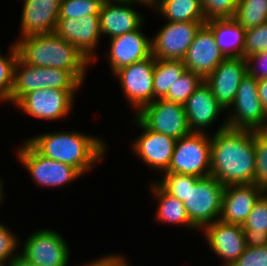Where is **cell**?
I'll use <instances>...</instances> for the list:
<instances>
[{"label": "cell", "instance_id": "cell-21", "mask_svg": "<svg viewBox=\"0 0 267 266\" xmlns=\"http://www.w3.org/2000/svg\"><path fill=\"white\" fill-rule=\"evenodd\" d=\"M263 193L254 183L225 186L219 220L242 225Z\"/></svg>", "mask_w": 267, "mask_h": 266}, {"label": "cell", "instance_id": "cell-18", "mask_svg": "<svg viewBox=\"0 0 267 266\" xmlns=\"http://www.w3.org/2000/svg\"><path fill=\"white\" fill-rule=\"evenodd\" d=\"M224 59L212 30L203 24L182 61L187 70L205 79Z\"/></svg>", "mask_w": 267, "mask_h": 266}, {"label": "cell", "instance_id": "cell-40", "mask_svg": "<svg viewBox=\"0 0 267 266\" xmlns=\"http://www.w3.org/2000/svg\"><path fill=\"white\" fill-rule=\"evenodd\" d=\"M81 266V265H80ZM82 266H129V261L120 254H109L85 263Z\"/></svg>", "mask_w": 267, "mask_h": 266}, {"label": "cell", "instance_id": "cell-46", "mask_svg": "<svg viewBox=\"0 0 267 266\" xmlns=\"http://www.w3.org/2000/svg\"><path fill=\"white\" fill-rule=\"evenodd\" d=\"M225 266H239L237 263H231V264H227Z\"/></svg>", "mask_w": 267, "mask_h": 266}, {"label": "cell", "instance_id": "cell-1", "mask_svg": "<svg viewBox=\"0 0 267 266\" xmlns=\"http://www.w3.org/2000/svg\"><path fill=\"white\" fill-rule=\"evenodd\" d=\"M254 131L228 128L227 120L211 136V173L222 185L255 182Z\"/></svg>", "mask_w": 267, "mask_h": 266}, {"label": "cell", "instance_id": "cell-2", "mask_svg": "<svg viewBox=\"0 0 267 266\" xmlns=\"http://www.w3.org/2000/svg\"><path fill=\"white\" fill-rule=\"evenodd\" d=\"M41 155L69 164L83 175L104 157L106 143L98 136L80 131H58L26 139Z\"/></svg>", "mask_w": 267, "mask_h": 266}, {"label": "cell", "instance_id": "cell-29", "mask_svg": "<svg viewBox=\"0 0 267 266\" xmlns=\"http://www.w3.org/2000/svg\"><path fill=\"white\" fill-rule=\"evenodd\" d=\"M233 19L245 29L267 22V0H239Z\"/></svg>", "mask_w": 267, "mask_h": 266}, {"label": "cell", "instance_id": "cell-31", "mask_svg": "<svg viewBox=\"0 0 267 266\" xmlns=\"http://www.w3.org/2000/svg\"><path fill=\"white\" fill-rule=\"evenodd\" d=\"M6 56L0 52V103L10 102L14 85V67L18 59V52L15 44L10 46Z\"/></svg>", "mask_w": 267, "mask_h": 266}, {"label": "cell", "instance_id": "cell-22", "mask_svg": "<svg viewBox=\"0 0 267 266\" xmlns=\"http://www.w3.org/2000/svg\"><path fill=\"white\" fill-rule=\"evenodd\" d=\"M184 110L190 131L197 133H207L206 128L216 122L222 111H226L213 96L205 81L187 99Z\"/></svg>", "mask_w": 267, "mask_h": 266}, {"label": "cell", "instance_id": "cell-10", "mask_svg": "<svg viewBox=\"0 0 267 266\" xmlns=\"http://www.w3.org/2000/svg\"><path fill=\"white\" fill-rule=\"evenodd\" d=\"M20 254L36 266H68L70 247L61 233L43 228L26 238Z\"/></svg>", "mask_w": 267, "mask_h": 266}, {"label": "cell", "instance_id": "cell-23", "mask_svg": "<svg viewBox=\"0 0 267 266\" xmlns=\"http://www.w3.org/2000/svg\"><path fill=\"white\" fill-rule=\"evenodd\" d=\"M61 0H24L19 38L55 31Z\"/></svg>", "mask_w": 267, "mask_h": 266}, {"label": "cell", "instance_id": "cell-44", "mask_svg": "<svg viewBox=\"0 0 267 266\" xmlns=\"http://www.w3.org/2000/svg\"><path fill=\"white\" fill-rule=\"evenodd\" d=\"M131 1H138L145 4L148 8L149 7L152 8V0H131Z\"/></svg>", "mask_w": 267, "mask_h": 266}, {"label": "cell", "instance_id": "cell-17", "mask_svg": "<svg viewBox=\"0 0 267 266\" xmlns=\"http://www.w3.org/2000/svg\"><path fill=\"white\" fill-rule=\"evenodd\" d=\"M247 73L245 58H225L204 81L218 103L227 111Z\"/></svg>", "mask_w": 267, "mask_h": 266}, {"label": "cell", "instance_id": "cell-39", "mask_svg": "<svg viewBox=\"0 0 267 266\" xmlns=\"http://www.w3.org/2000/svg\"><path fill=\"white\" fill-rule=\"evenodd\" d=\"M245 59L249 75L257 80L267 79V52L253 53Z\"/></svg>", "mask_w": 267, "mask_h": 266}, {"label": "cell", "instance_id": "cell-35", "mask_svg": "<svg viewBox=\"0 0 267 266\" xmlns=\"http://www.w3.org/2000/svg\"><path fill=\"white\" fill-rule=\"evenodd\" d=\"M239 0H201L206 21L210 19L233 18Z\"/></svg>", "mask_w": 267, "mask_h": 266}, {"label": "cell", "instance_id": "cell-33", "mask_svg": "<svg viewBox=\"0 0 267 266\" xmlns=\"http://www.w3.org/2000/svg\"><path fill=\"white\" fill-rule=\"evenodd\" d=\"M101 6L98 0H61L58 19L99 15Z\"/></svg>", "mask_w": 267, "mask_h": 266}, {"label": "cell", "instance_id": "cell-14", "mask_svg": "<svg viewBox=\"0 0 267 266\" xmlns=\"http://www.w3.org/2000/svg\"><path fill=\"white\" fill-rule=\"evenodd\" d=\"M134 125L142 130L141 135L132 143L133 152L154 170L166 172L172 160L176 139L163 133L150 130L137 116Z\"/></svg>", "mask_w": 267, "mask_h": 266}, {"label": "cell", "instance_id": "cell-12", "mask_svg": "<svg viewBox=\"0 0 267 266\" xmlns=\"http://www.w3.org/2000/svg\"><path fill=\"white\" fill-rule=\"evenodd\" d=\"M155 58L151 55L145 60L124 66L113 76L118 78L123 94L134 107L136 114L153 101V74Z\"/></svg>", "mask_w": 267, "mask_h": 266}, {"label": "cell", "instance_id": "cell-9", "mask_svg": "<svg viewBox=\"0 0 267 266\" xmlns=\"http://www.w3.org/2000/svg\"><path fill=\"white\" fill-rule=\"evenodd\" d=\"M76 91L78 90L38 89L25 94L15 106L37 119L60 120L72 112Z\"/></svg>", "mask_w": 267, "mask_h": 266}, {"label": "cell", "instance_id": "cell-13", "mask_svg": "<svg viewBox=\"0 0 267 266\" xmlns=\"http://www.w3.org/2000/svg\"><path fill=\"white\" fill-rule=\"evenodd\" d=\"M151 38V54L160 60H183L200 27L206 22H166Z\"/></svg>", "mask_w": 267, "mask_h": 266}, {"label": "cell", "instance_id": "cell-42", "mask_svg": "<svg viewBox=\"0 0 267 266\" xmlns=\"http://www.w3.org/2000/svg\"><path fill=\"white\" fill-rule=\"evenodd\" d=\"M8 266H36L23 257L21 254H17L14 259L8 264Z\"/></svg>", "mask_w": 267, "mask_h": 266}, {"label": "cell", "instance_id": "cell-6", "mask_svg": "<svg viewBox=\"0 0 267 266\" xmlns=\"http://www.w3.org/2000/svg\"><path fill=\"white\" fill-rule=\"evenodd\" d=\"M17 159L39 187H60L83 175L75 167L41 155L27 140L16 150Z\"/></svg>", "mask_w": 267, "mask_h": 266}, {"label": "cell", "instance_id": "cell-27", "mask_svg": "<svg viewBox=\"0 0 267 266\" xmlns=\"http://www.w3.org/2000/svg\"><path fill=\"white\" fill-rule=\"evenodd\" d=\"M246 247L267 245V192H264L242 224Z\"/></svg>", "mask_w": 267, "mask_h": 266}, {"label": "cell", "instance_id": "cell-3", "mask_svg": "<svg viewBox=\"0 0 267 266\" xmlns=\"http://www.w3.org/2000/svg\"><path fill=\"white\" fill-rule=\"evenodd\" d=\"M13 43L18 58L25 64L70 71L82 84L88 66L93 64L73 44L55 32L25 36Z\"/></svg>", "mask_w": 267, "mask_h": 266}, {"label": "cell", "instance_id": "cell-45", "mask_svg": "<svg viewBox=\"0 0 267 266\" xmlns=\"http://www.w3.org/2000/svg\"><path fill=\"white\" fill-rule=\"evenodd\" d=\"M101 4H107V3H113V2H118L121 0H98Z\"/></svg>", "mask_w": 267, "mask_h": 266}, {"label": "cell", "instance_id": "cell-30", "mask_svg": "<svg viewBox=\"0 0 267 266\" xmlns=\"http://www.w3.org/2000/svg\"><path fill=\"white\" fill-rule=\"evenodd\" d=\"M203 81L204 79L200 75L186 69L181 77L170 87L164 100L184 105Z\"/></svg>", "mask_w": 267, "mask_h": 266}, {"label": "cell", "instance_id": "cell-38", "mask_svg": "<svg viewBox=\"0 0 267 266\" xmlns=\"http://www.w3.org/2000/svg\"><path fill=\"white\" fill-rule=\"evenodd\" d=\"M236 263L239 266H267V245L246 247Z\"/></svg>", "mask_w": 267, "mask_h": 266}, {"label": "cell", "instance_id": "cell-7", "mask_svg": "<svg viewBox=\"0 0 267 266\" xmlns=\"http://www.w3.org/2000/svg\"><path fill=\"white\" fill-rule=\"evenodd\" d=\"M166 172L195 175L211 173V137L207 133L191 132L176 141L172 160Z\"/></svg>", "mask_w": 267, "mask_h": 266}, {"label": "cell", "instance_id": "cell-43", "mask_svg": "<svg viewBox=\"0 0 267 266\" xmlns=\"http://www.w3.org/2000/svg\"><path fill=\"white\" fill-rule=\"evenodd\" d=\"M3 183H4V181L0 180V205L4 199L3 197L5 196L4 195L5 193H3L4 192V184Z\"/></svg>", "mask_w": 267, "mask_h": 266}, {"label": "cell", "instance_id": "cell-37", "mask_svg": "<svg viewBox=\"0 0 267 266\" xmlns=\"http://www.w3.org/2000/svg\"><path fill=\"white\" fill-rule=\"evenodd\" d=\"M17 237L18 235L16 236L6 225L0 223V265L8 266L18 254L16 250L21 245Z\"/></svg>", "mask_w": 267, "mask_h": 266}, {"label": "cell", "instance_id": "cell-25", "mask_svg": "<svg viewBox=\"0 0 267 266\" xmlns=\"http://www.w3.org/2000/svg\"><path fill=\"white\" fill-rule=\"evenodd\" d=\"M153 197L158 199L155 220L171 225H184L188 230H197L190 222L185 206L178 198L165 192L155 181L151 183L150 190Z\"/></svg>", "mask_w": 267, "mask_h": 266}, {"label": "cell", "instance_id": "cell-20", "mask_svg": "<svg viewBox=\"0 0 267 266\" xmlns=\"http://www.w3.org/2000/svg\"><path fill=\"white\" fill-rule=\"evenodd\" d=\"M134 3L146 6L141 2L131 0L102 4L99 13L101 35L109 36L111 39L137 30L145 22V16H142L137 9L135 10Z\"/></svg>", "mask_w": 267, "mask_h": 266}, {"label": "cell", "instance_id": "cell-41", "mask_svg": "<svg viewBox=\"0 0 267 266\" xmlns=\"http://www.w3.org/2000/svg\"><path fill=\"white\" fill-rule=\"evenodd\" d=\"M258 93L262 107L267 113V79L258 80Z\"/></svg>", "mask_w": 267, "mask_h": 266}, {"label": "cell", "instance_id": "cell-36", "mask_svg": "<svg viewBox=\"0 0 267 266\" xmlns=\"http://www.w3.org/2000/svg\"><path fill=\"white\" fill-rule=\"evenodd\" d=\"M258 52H267V22L245 31L244 58Z\"/></svg>", "mask_w": 267, "mask_h": 266}, {"label": "cell", "instance_id": "cell-34", "mask_svg": "<svg viewBox=\"0 0 267 266\" xmlns=\"http://www.w3.org/2000/svg\"><path fill=\"white\" fill-rule=\"evenodd\" d=\"M160 180L154 181L168 194L184 202L187 192L188 174L164 172Z\"/></svg>", "mask_w": 267, "mask_h": 266}, {"label": "cell", "instance_id": "cell-24", "mask_svg": "<svg viewBox=\"0 0 267 266\" xmlns=\"http://www.w3.org/2000/svg\"><path fill=\"white\" fill-rule=\"evenodd\" d=\"M205 24L212 30L225 58H244L245 28L233 18L210 19Z\"/></svg>", "mask_w": 267, "mask_h": 266}, {"label": "cell", "instance_id": "cell-8", "mask_svg": "<svg viewBox=\"0 0 267 266\" xmlns=\"http://www.w3.org/2000/svg\"><path fill=\"white\" fill-rule=\"evenodd\" d=\"M229 109L232 110L226 118L228 128L252 131L267 129V113L259 99L258 80L248 73L241 80Z\"/></svg>", "mask_w": 267, "mask_h": 266}, {"label": "cell", "instance_id": "cell-28", "mask_svg": "<svg viewBox=\"0 0 267 266\" xmlns=\"http://www.w3.org/2000/svg\"><path fill=\"white\" fill-rule=\"evenodd\" d=\"M186 66L181 60H160L155 58L153 74V101L164 99L170 87L181 77Z\"/></svg>", "mask_w": 267, "mask_h": 266}, {"label": "cell", "instance_id": "cell-47", "mask_svg": "<svg viewBox=\"0 0 267 266\" xmlns=\"http://www.w3.org/2000/svg\"><path fill=\"white\" fill-rule=\"evenodd\" d=\"M159 0H152V7L158 2Z\"/></svg>", "mask_w": 267, "mask_h": 266}, {"label": "cell", "instance_id": "cell-4", "mask_svg": "<svg viewBox=\"0 0 267 266\" xmlns=\"http://www.w3.org/2000/svg\"><path fill=\"white\" fill-rule=\"evenodd\" d=\"M225 186L213 176L188 175L183 202L190 222L199 230L219 220Z\"/></svg>", "mask_w": 267, "mask_h": 266}, {"label": "cell", "instance_id": "cell-5", "mask_svg": "<svg viewBox=\"0 0 267 266\" xmlns=\"http://www.w3.org/2000/svg\"><path fill=\"white\" fill-rule=\"evenodd\" d=\"M83 85L70 71L53 67L25 64L19 58L14 67V85L11 104H16L25 94L38 89L79 90Z\"/></svg>", "mask_w": 267, "mask_h": 266}, {"label": "cell", "instance_id": "cell-19", "mask_svg": "<svg viewBox=\"0 0 267 266\" xmlns=\"http://www.w3.org/2000/svg\"><path fill=\"white\" fill-rule=\"evenodd\" d=\"M130 33H125L109 39L107 56L111 72L114 74L120 68L145 60L151 54V38L147 37L141 27Z\"/></svg>", "mask_w": 267, "mask_h": 266}, {"label": "cell", "instance_id": "cell-15", "mask_svg": "<svg viewBox=\"0 0 267 266\" xmlns=\"http://www.w3.org/2000/svg\"><path fill=\"white\" fill-rule=\"evenodd\" d=\"M54 32L73 44L91 62L97 60L95 48L97 49L102 37L99 15H88L79 19H58Z\"/></svg>", "mask_w": 267, "mask_h": 266}, {"label": "cell", "instance_id": "cell-16", "mask_svg": "<svg viewBox=\"0 0 267 266\" xmlns=\"http://www.w3.org/2000/svg\"><path fill=\"white\" fill-rule=\"evenodd\" d=\"M201 231L204 232L209 248L224 261L221 266L236 263L246 249L242 225L217 220Z\"/></svg>", "mask_w": 267, "mask_h": 266}, {"label": "cell", "instance_id": "cell-26", "mask_svg": "<svg viewBox=\"0 0 267 266\" xmlns=\"http://www.w3.org/2000/svg\"><path fill=\"white\" fill-rule=\"evenodd\" d=\"M151 9L169 22H206L201 0H159Z\"/></svg>", "mask_w": 267, "mask_h": 266}, {"label": "cell", "instance_id": "cell-11", "mask_svg": "<svg viewBox=\"0 0 267 266\" xmlns=\"http://www.w3.org/2000/svg\"><path fill=\"white\" fill-rule=\"evenodd\" d=\"M137 116L150 130L179 140L191 133L184 105L164 99L145 105Z\"/></svg>", "mask_w": 267, "mask_h": 266}, {"label": "cell", "instance_id": "cell-32", "mask_svg": "<svg viewBox=\"0 0 267 266\" xmlns=\"http://www.w3.org/2000/svg\"><path fill=\"white\" fill-rule=\"evenodd\" d=\"M255 146V182L264 192H267V129L254 131Z\"/></svg>", "mask_w": 267, "mask_h": 266}]
</instances>
